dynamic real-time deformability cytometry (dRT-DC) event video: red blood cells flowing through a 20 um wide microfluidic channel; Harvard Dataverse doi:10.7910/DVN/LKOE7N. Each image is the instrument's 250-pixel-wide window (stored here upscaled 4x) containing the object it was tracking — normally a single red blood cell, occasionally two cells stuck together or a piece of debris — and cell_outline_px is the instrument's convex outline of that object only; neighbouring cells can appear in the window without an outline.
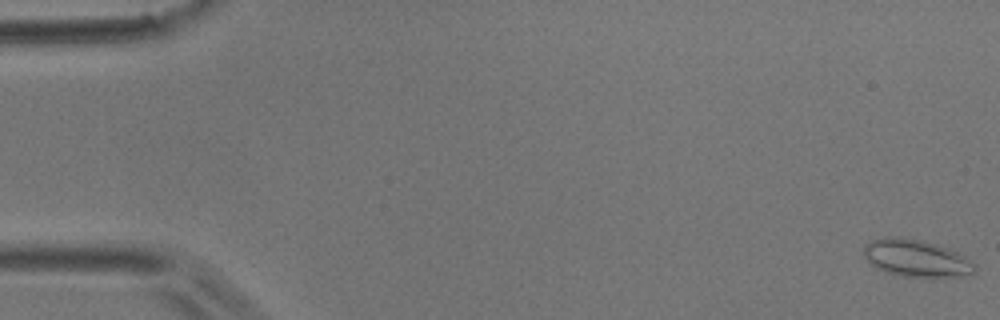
{"species": "common noctule bat (a hibernating species)", "species_latin": "Nyctalus noctula", "temperature_condition": "room temperature", "stored_images_in_passage": 5, "camera_frame_rate_fps": 3000, "um_per_image_px": 0.085, "animal": {"sex": "male", "body_mass_g": 17.9}, "frame": {"image": 1, "passage_image": 1, "time_ms": 0.0, "image_size_px": [1000, 320], "cell_outline_px": [[976, 272], [972, 276], [932, 280], [900, 276], [876, 268], [868, 264], [864, 256], [864, 248], [872, 240], [884, 236], [900, 236], [920, 240], [936, 244], [948, 248], [972, 260], [976, 264]], "centroid_in_image_um": [77.96, 22.01], "position_along_channel_um": 7.0, "area_um2": 25.26}}